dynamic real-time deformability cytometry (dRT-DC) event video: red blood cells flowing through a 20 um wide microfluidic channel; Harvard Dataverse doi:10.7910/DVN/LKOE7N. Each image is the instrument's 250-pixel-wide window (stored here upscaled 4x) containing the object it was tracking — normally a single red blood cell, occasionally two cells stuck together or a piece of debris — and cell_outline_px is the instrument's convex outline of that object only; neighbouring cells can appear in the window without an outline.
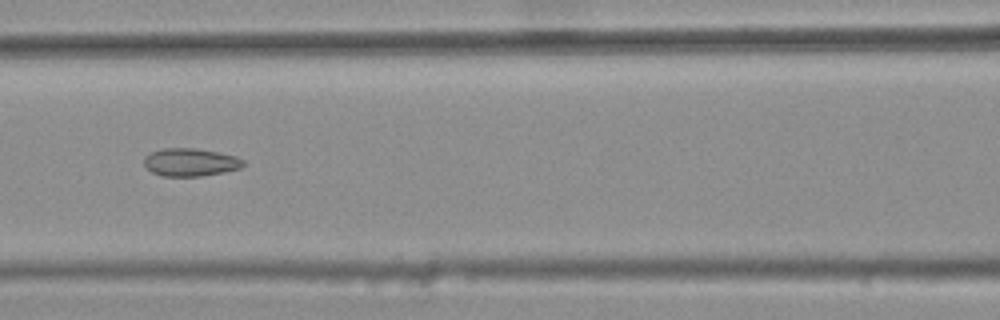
{"species": "common noctule bat (a hibernating species)", "species_latin": "Nyctalus noctula", "temperature_condition": "warm", "stored_images_in_passage": 7, "camera_frame_rate_fps": 3000, "um_per_image_px": 0.085, "animal": {"sex": "female", "body_mass_g": 25.1}, "frame": {"image": 1, "passage_image": 6, "time_ms": 1.667, "image_size_px": [1000, 320], "cell_outline_px": [[244, 164], [240, 168], [224, 172], [200, 176], [164, 176], [152, 172], [144, 164], [144, 156], [152, 152], [164, 148], [192, 148], [216, 152], [236, 156], [244, 160]], "centroid_in_image_um": [16.18, 13.79], "position_along_channel_um": 150.4, "area_um2": 15.95}}
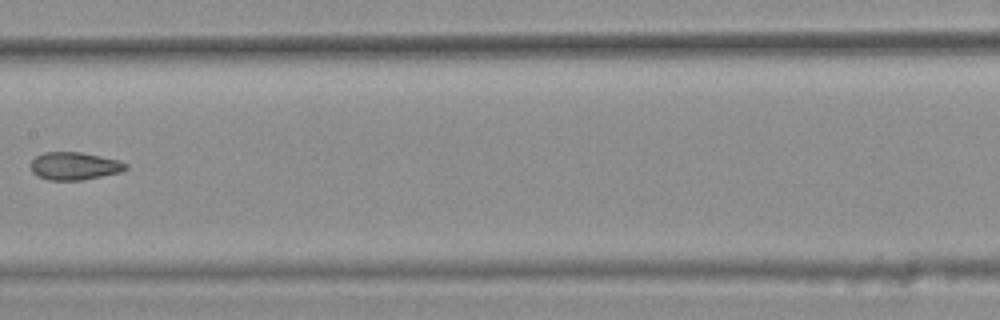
{"frame": {"image": 2, "passage_image": 7, "time_ms": 2.0, "image_size_px": [1000, 320], "cell_outline_px": [[128, 168], [120, 172], [80, 180], [48, 180], [32, 172], [32, 160], [36, 156], [44, 152], [80, 152], [100, 156], [116, 160], [128, 164]], "centroid_in_image_um": [6.32, 14.1], "position_along_channel_um": 201.1, "area_um2": 15.09}}